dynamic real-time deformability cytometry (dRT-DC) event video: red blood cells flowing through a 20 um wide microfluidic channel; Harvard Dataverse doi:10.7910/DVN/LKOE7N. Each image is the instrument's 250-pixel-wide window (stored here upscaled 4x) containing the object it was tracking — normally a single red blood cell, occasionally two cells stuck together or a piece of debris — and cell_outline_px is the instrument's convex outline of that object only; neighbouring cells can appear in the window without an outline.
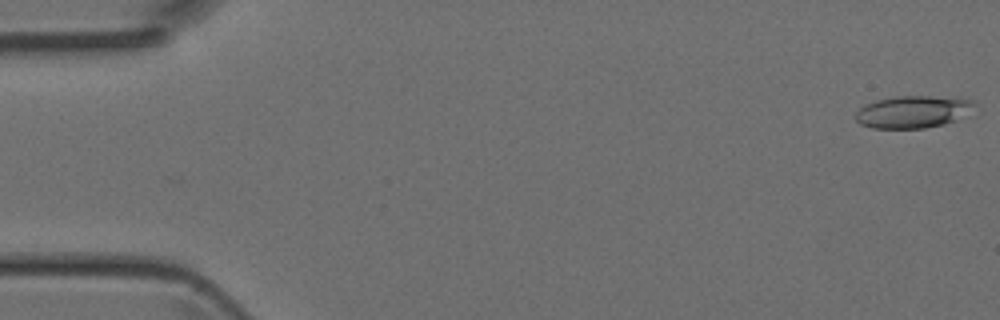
{"species": "Egyptian fruit bat (a non-hibernating species)", "species_latin": "Rousettus aegyptiacus", "temperature_condition": "room temperature", "stored_images_in_passage": 2, "camera_frame_rate_fps": 3000, "um_per_image_px": 0.085, "animal": {"sex": "female"}, "frame": {"image": 1, "passage_image": 2, "time_ms": 0.333, "image_size_px": [1000, 320], "cell_outline_px": [[976, 104], [956, 120], [944, 124], [924, 128], [872, 128], [860, 124], [856, 120], [856, 112], [860, 108], [876, 100], [896, 96], [960, 96], [976, 100]], "centroid_in_image_um": [77.64, 9.48], "position_along_channel_um": 7.4, "area_um2": 22.43}}